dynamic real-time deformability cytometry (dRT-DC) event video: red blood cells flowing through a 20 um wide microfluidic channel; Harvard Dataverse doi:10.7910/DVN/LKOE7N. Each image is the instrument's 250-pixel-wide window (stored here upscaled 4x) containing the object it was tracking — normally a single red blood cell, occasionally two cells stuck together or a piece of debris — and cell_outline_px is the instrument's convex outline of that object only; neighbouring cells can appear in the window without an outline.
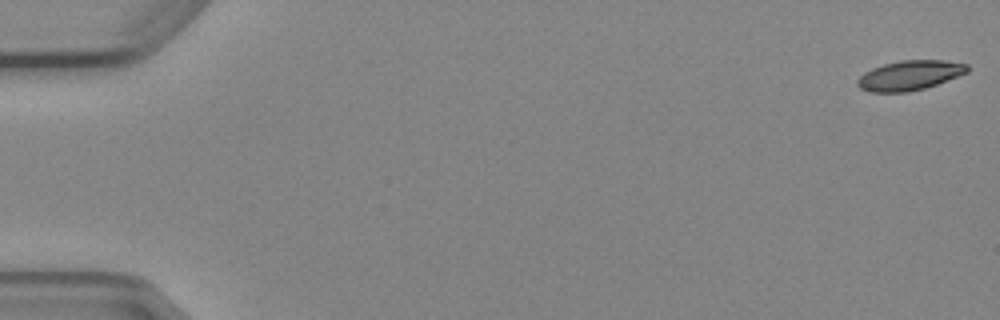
{"species": "Egyptian fruit bat (a non-hibernating species)", "species_latin": "Rousettus aegyptiacus", "temperature_condition": "cold", "stored_images_in_passage": 7, "camera_frame_rate_fps": 3000, "um_per_image_px": 0.085, "animal": {"sex": "female"}, "frame": {"image": 1, "passage_image": 1, "time_ms": 0.0, "image_size_px": [1000, 320], "cell_outline_px": [[968, 72], [936, 84], [924, 88], [908, 92], [868, 92], [860, 88], [856, 84], [856, 80], [864, 72], [872, 68], [884, 64], [900, 60], [944, 60], [968, 64]], "centroid_in_image_um": [77.29, 6.4], "position_along_channel_um": 7.7, "area_um2": 19.02}}
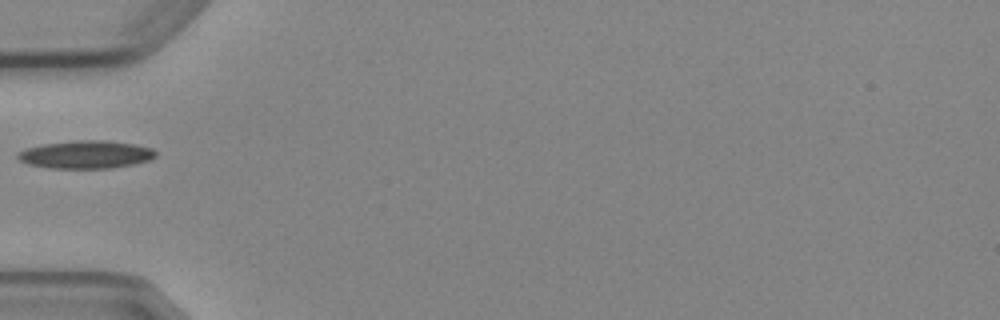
{"frame": {"image": 2, "passage_image": 6, "time_ms": 6.0, "image_size_px": [1000, 320], "cell_outline_px": [[156, 156], [148, 160], [132, 164], [112, 168], [48, 168], [28, 164], [20, 160], [16, 156], [20, 152], [28, 148], [44, 144], [76, 140], [104, 140], [132, 144], [152, 148], [156, 152]], "centroid_in_image_um": [7.3, 13.14], "position_along_channel_um": 77.7, "area_um2": 22.14}}
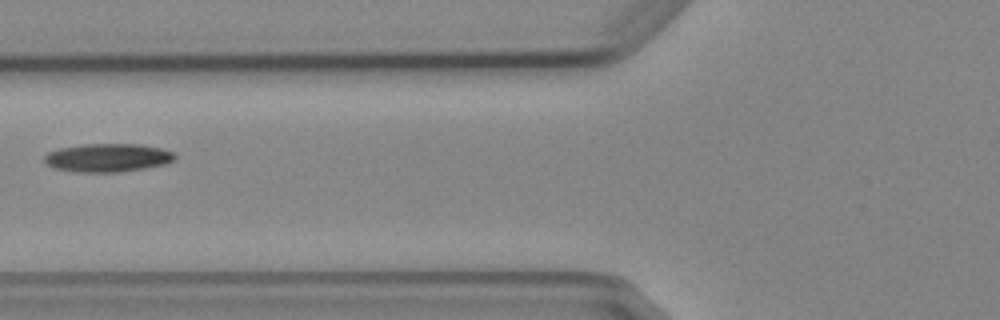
{"frame": {"image": 3, "passage_image": 7, "time_ms": 7.0, "image_size_px": [1000, 320], "cell_outline_px": [[176, 160], [164, 164], [144, 168], [120, 172], [76, 172], [52, 168], [44, 164], [44, 156], [48, 152], [60, 148], [84, 144], [140, 144], [160, 148], [172, 152], [176, 156]], "centroid_in_image_um": [9.12, 13.41], "position_along_channel_um": 116.7, "area_um2": 21.68}}